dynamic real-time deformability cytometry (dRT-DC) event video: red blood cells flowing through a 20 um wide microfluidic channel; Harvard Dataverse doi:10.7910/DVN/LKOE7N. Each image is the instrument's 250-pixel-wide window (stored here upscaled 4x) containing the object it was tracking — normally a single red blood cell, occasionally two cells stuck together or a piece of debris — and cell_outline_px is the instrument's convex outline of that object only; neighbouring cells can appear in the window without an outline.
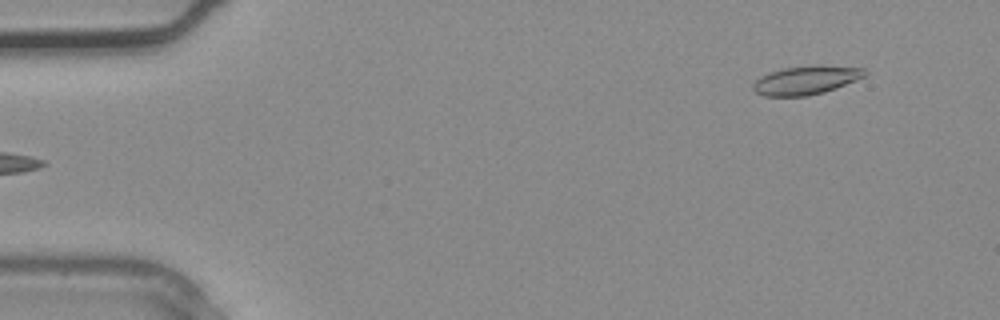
{"species": "common noctule bat (a hibernating species)", "species_latin": "Nyctalus noctula", "temperature_condition": "warm", "stored_images_in_passage": 3, "camera_frame_rate_fps": 3000, "um_per_image_px": 0.085, "animal": {"sex": "male", "body_mass_g": 20.4}, "frame": {"image": 1, "passage_image": 3, "time_ms": 0.667, "image_size_px": [1000, 320], "cell_outline_px": [[868, 72], [864, 76], [856, 80], [836, 88], [824, 92], [808, 96], [764, 96], [756, 92], [752, 88], [752, 84], [760, 76], [768, 72], [784, 68], [812, 64], [820, 64], [864, 68]], "centroid_in_image_um": [68.51, 6.79], "position_along_channel_um": 16.5, "area_um2": 18.96}}